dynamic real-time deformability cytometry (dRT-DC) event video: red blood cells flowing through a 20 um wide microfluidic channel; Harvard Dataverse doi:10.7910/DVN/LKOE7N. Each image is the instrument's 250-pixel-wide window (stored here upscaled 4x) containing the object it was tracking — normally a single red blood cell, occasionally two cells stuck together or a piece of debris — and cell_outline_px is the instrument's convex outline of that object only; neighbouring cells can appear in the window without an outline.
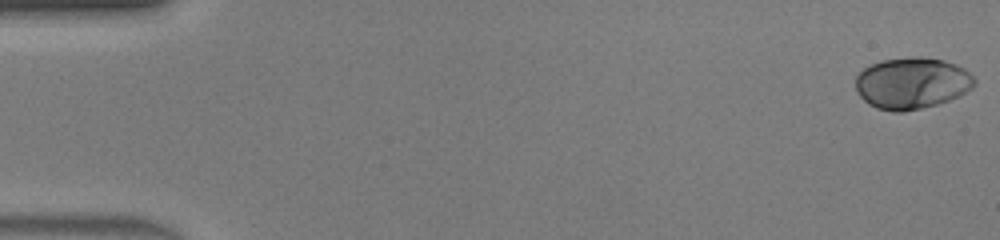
{"species": "human", "species_latin": "Homo sapiens", "temperature_condition": "warm", "stored_images_in_passage": 47, "camera_frame_rate_fps": 3000, "um_per_image_px": 0.085, "donor": {"sex": "male"}, "frame": {"image": 1, "passage_image": 1, "time_ms": 0.0, "image_size_px": [1000, 240], "cell_outline_px": [[976, 84], [972, 88], [960, 96], [936, 104], [904, 112], [892, 112], [876, 108], [868, 104], [856, 92], [856, 76], [864, 68], [880, 60], [912, 56], [924, 56], [944, 60], [956, 64], [964, 68], [976, 80]], "centroid_in_image_um": [77.51, 7.06], "position_along_channel_um": 7.5, "area_um2": 36.01}}
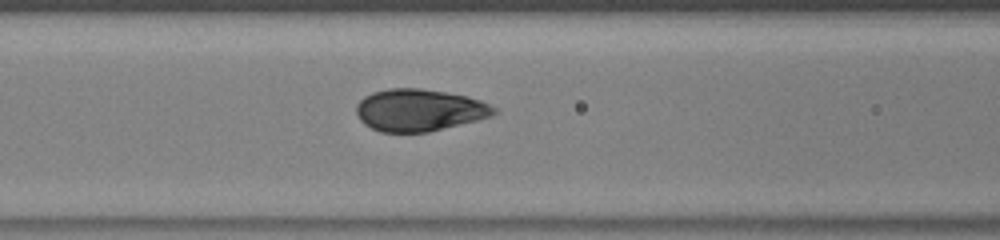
{"frame": {"image": 2, "passage_image": 20, "time_ms": 6.333, "image_size_px": [1000, 240], "cell_outline_px": [[500, 112], [492, 116], [428, 132], [380, 132], [364, 124], [360, 120], [356, 112], [356, 104], [364, 96], [372, 92], [388, 88], [420, 88], [468, 96], [480, 100], [496, 108]], "centroid_in_image_um": [35.63, 9.35], "position_along_channel_um": 131.0, "area_um2": 33.81}}
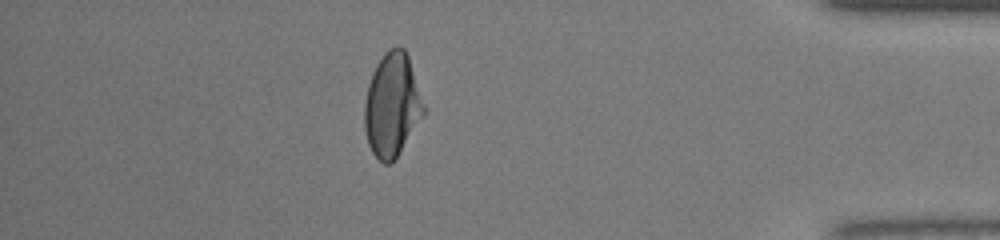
{"frame": {"image": 3, "passage_image": 41, "time_ms": 13.333, "image_size_px": [1000, 240], "cell_outline_px": [[424, 112], [396, 156], [388, 164], [384, 164], [372, 152], [368, 144], [364, 128], [364, 104], [368, 84], [372, 72], [376, 64], [384, 52], [388, 48], [396, 44], [404, 48], [408, 56], [424, 108]], "centroid_in_image_um": [33.27, 8.87], "position_along_channel_um": 401.9, "area_um2": 34.97}, "authors_computed_cell_mechanics": {"area_um2": 34.7956, "velocity_mm_per_s": 4.4505, "shape_relaxation_time_tau1_ms": 2.6556, "shape_relaxation_time_tau2_ms": null, "deformation_change_tau1": 0.1605, "deformation_change_tau2": null}}